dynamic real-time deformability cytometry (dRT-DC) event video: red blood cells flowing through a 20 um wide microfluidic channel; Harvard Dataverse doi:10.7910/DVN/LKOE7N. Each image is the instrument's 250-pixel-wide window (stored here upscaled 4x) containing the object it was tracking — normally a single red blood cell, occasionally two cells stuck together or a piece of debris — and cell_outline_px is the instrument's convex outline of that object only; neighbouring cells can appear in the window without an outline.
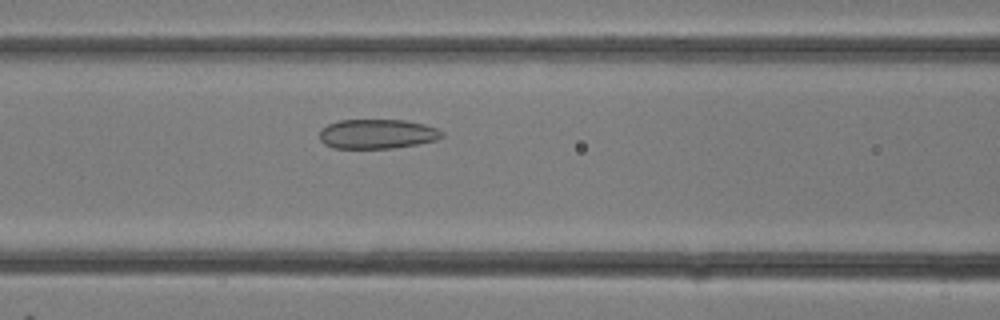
{"species": "common noctule bat (a hibernating species)", "species_latin": "Nyctalus noctula", "temperature_condition": "room temperature", "stored_images_in_passage": 16, "camera_frame_rate_fps": 3000, "um_per_image_px": 0.085, "animal": {"sex": "female"}, "frame": {"image": 1, "passage_image": 12, "time_ms": 3.667, "image_size_px": [1000, 320], "cell_outline_px": [[444, 136], [436, 140], [416, 144], [392, 148], [332, 148], [324, 144], [320, 140], [320, 128], [328, 124], [340, 120], [404, 120], [424, 124], [436, 128], [444, 132]], "centroid_in_image_um": [32.05, 11.38], "position_along_channel_um": 134.6, "area_um2": 21.1}}
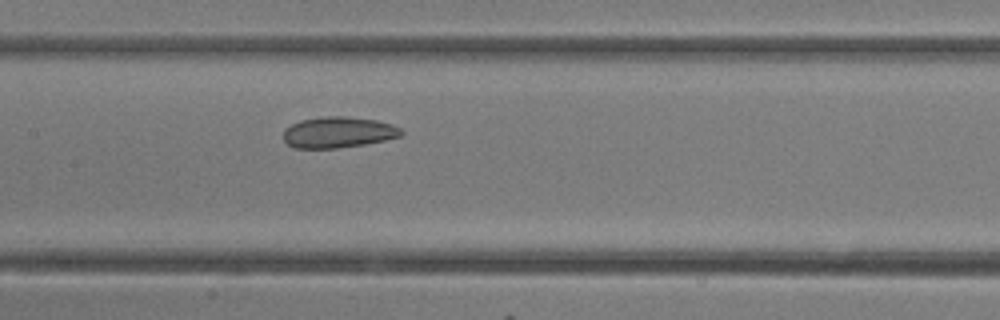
{"frame": {"image": 2, "passage_image": 14, "time_ms": 4.333, "image_size_px": [1000, 320], "cell_outline_px": [[404, 132], [400, 136], [384, 140], [364, 144], [336, 148], [296, 148], [288, 144], [284, 140], [284, 128], [300, 120], [324, 116], [344, 116], [376, 120], [392, 124], [400, 128]], "centroid_in_image_um": [28.74, 11.24], "position_along_channel_um": 178.7, "area_um2": 21.21}}
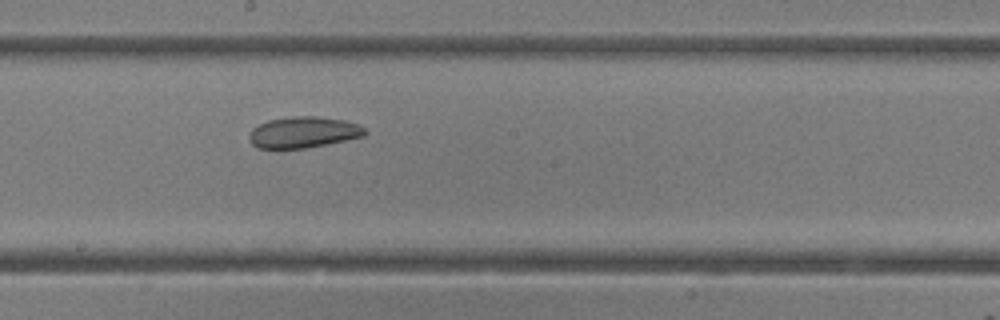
{"frame": {"image": 3, "passage_image": 16, "time_ms": 5.0, "image_size_px": [1000, 320], "cell_outline_px": [[368, 132], [364, 136], [304, 148], [276, 152], [256, 148], [248, 140], [248, 136], [252, 128], [268, 120], [288, 116], [316, 116], [344, 120], [356, 124], [364, 128]], "centroid_in_image_um": [25.67, 11.28], "position_along_channel_um": 222.5, "area_um2": 21.62}}